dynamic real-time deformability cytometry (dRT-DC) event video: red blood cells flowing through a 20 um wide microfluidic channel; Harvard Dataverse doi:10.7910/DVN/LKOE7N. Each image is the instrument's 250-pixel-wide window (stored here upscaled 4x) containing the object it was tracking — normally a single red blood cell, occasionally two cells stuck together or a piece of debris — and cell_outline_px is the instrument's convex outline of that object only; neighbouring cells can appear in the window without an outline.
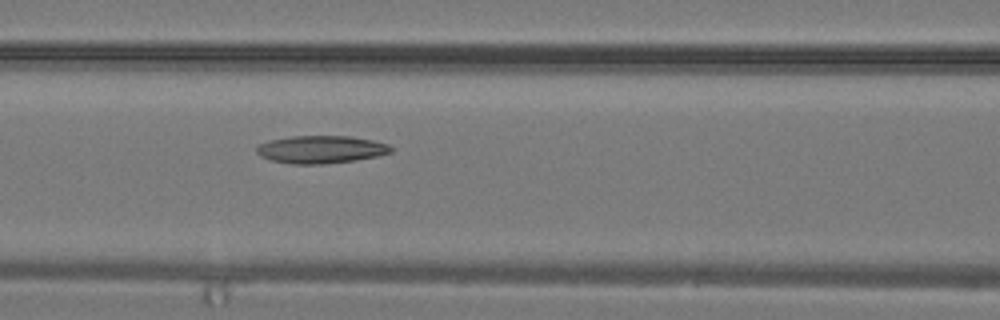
{"species": "common noctule bat (a hibernating species)", "species_latin": "Nyctalus noctula", "temperature_condition": "warm", "stored_images_in_passage": 17, "camera_frame_rate_fps": 3000, "um_per_image_px": 0.085, "animal": {"sex": "male", "body_mass_g": 19.2, "forearm_length_mm": 51.8}, "frame": {"image": 1, "passage_image": 15, "time_ms": 4.667, "image_size_px": [1000, 320], "cell_outline_px": [[392, 152], [376, 156], [356, 160], [320, 164], [292, 164], [268, 160], [260, 156], [256, 152], [256, 148], [260, 144], [268, 140], [292, 136], [352, 136], [372, 140], [388, 144], [392, 148]], "centroid_in_image_um": [27.25, 12.7], "position_along_channel_um": 139.4, "area_um2": 21.73}}
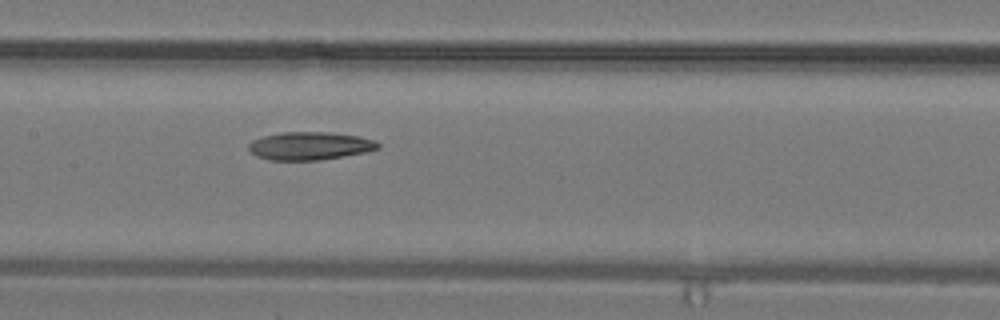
{"frame": {"image": 2, "passage_image": 17, "time_ms": 5.333, "image_size_px": [1000, 320], "cell_outline_px": [[380, 148], [368, 152], [320, 160], [268, 160], [256, 156], [248, 148], [248, 144], [252, 140], [264, 136], [284, 132], [328, 132], [356, 136], [376, 140], [380, 144]], "centroid_in_image_um": [26.35, 12.41], "position_along_channel_um": 181.0, "area_um2": 21.15}}